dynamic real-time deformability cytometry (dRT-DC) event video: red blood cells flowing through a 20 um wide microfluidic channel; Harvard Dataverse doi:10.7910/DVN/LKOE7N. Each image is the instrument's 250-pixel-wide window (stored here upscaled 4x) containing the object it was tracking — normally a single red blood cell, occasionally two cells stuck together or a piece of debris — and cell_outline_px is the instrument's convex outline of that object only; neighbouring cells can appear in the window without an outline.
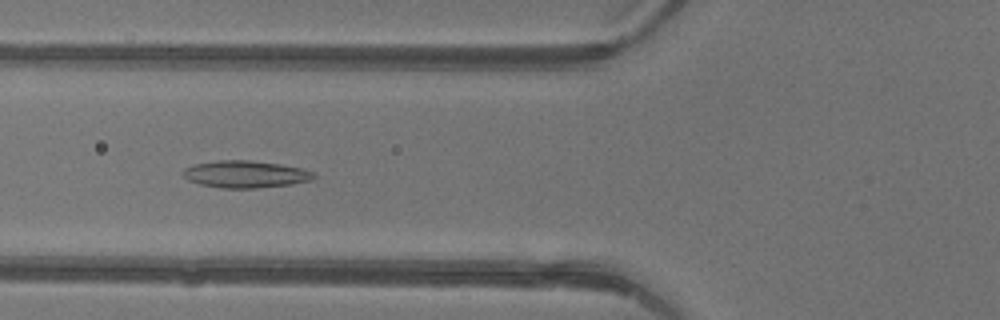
{"species": "common noctule bat (a hibernating species)", "species_latin": "Nyctalus noctula", "temperature_condition": "warm", "stored_images_in_passage": 33, "camera_frame_rate_fps": 3000, "um_per_image_px": 0.085, "animal": {"sex": "female"}, "frame": {"image": 1, "passage_image": 5, "time_ms": 1.333, "image_size_px": [1000, 320], "cell_outline_px": [[316, 176], [312, 180], [292, 184], [256, 188], [224, 188], [200, 184], [188, 180], [180, 172], [184, 168], [196, 164], [220, 160], [252, 160], [280, 164], [300, 168], [312, 172]], "centroid_in_image_um": [20.85, 14.81], "position_along_channel_um": 104.9, "area_um2": 20.58}}
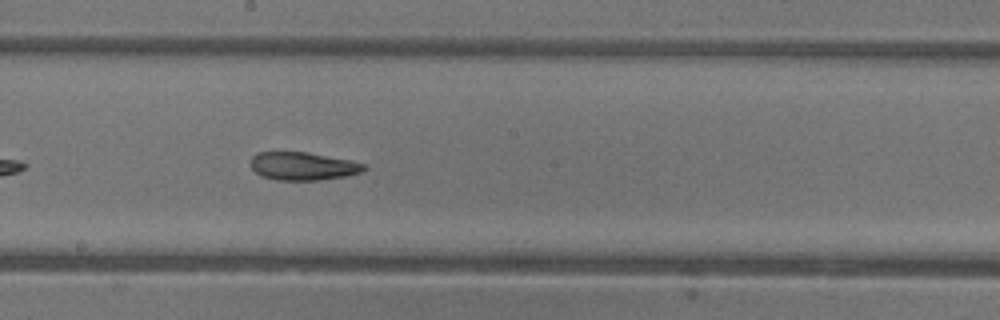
{"frame": {"image": 2, "passage_image": 13, "time_ms": 4.0, "image_size_px": [1000, 320], "cell_outline_px": [[368, 168], [360, 172], [344, 176], [320, 180], [276, 180], [264, 176], [256, 172], [248, 164], [252, 156], [256, 152], [308, 152], [348, 160], [364, 164]], "centroid_in_image_um": [25.7, 14.11], "position_along_channel_um": 222.5, "area_um2": 18.44}}
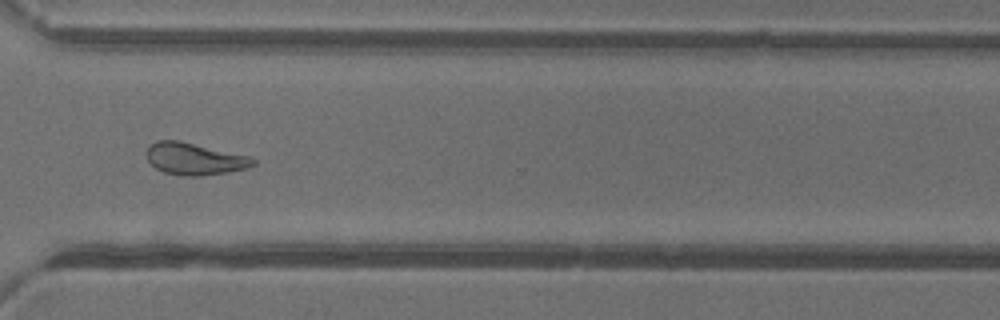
{"frame": {"image": 3, "passage_image": 22, "time_ms": 7.0, "image_size_px": [1000, 320], "cell_outline_px": [[256, 164], [248, 168], [200, 176], [184, 176], [164, 172], [156, 168], [148, 160], [148, 144], [156, 140], [180, 140], [252, 156], [256, 160]], "centroid_in_image_um": [16.57, 13.48], "position_along_channel_um": 354.0, "area_um2": 20.0}, "authors_computed_cell_mechanics": {"area_um2": 19.941, "velocity_mm_per_s": 4.3898, "shape_relaxation_time_tau1_ms": null, "shape_relaxation_time_tau2_ms": 5.3983, "deformation_change_tau1": null, "deformation_change_tau2": 0.1553}}